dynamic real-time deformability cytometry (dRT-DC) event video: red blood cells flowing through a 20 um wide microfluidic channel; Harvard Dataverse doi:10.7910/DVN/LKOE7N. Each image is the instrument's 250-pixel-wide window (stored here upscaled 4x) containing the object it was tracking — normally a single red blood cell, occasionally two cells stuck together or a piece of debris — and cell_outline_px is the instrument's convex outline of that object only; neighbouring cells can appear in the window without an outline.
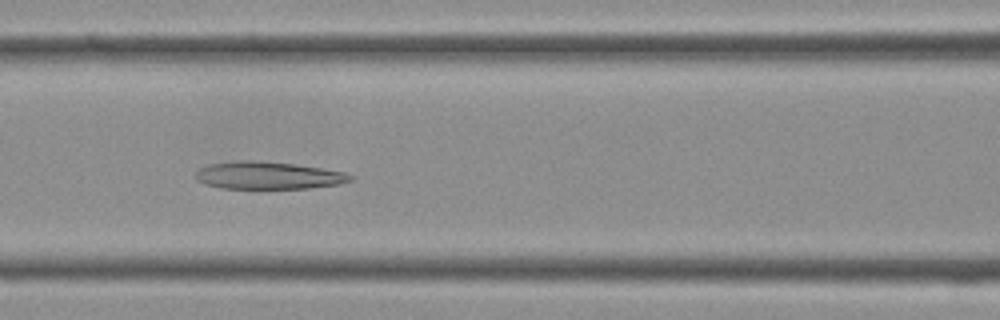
{"species": "Egyptian fruit bat (a non-hibernating species)", "species_latin": "Rousettus aegyptiacus", "temperature_condition": "cold", "stored_images_in_passage": 38, "camera_frame_rate_fps": 3000, "um_per_image_px": 0.085, "frame": {"image": 1, "passage_image": 16, "time_ms": 5.0, "image_size_px": [1000, 320], "cell_outline_px": [[356, 176], [352, 180], [340, 184], [308, 188], [220, 188], [204, 184], [196, 180], [196, 172], [200, 168], [208, 164], [240, 160], [252, 160], [296, 164], [344, 172]], "centroid_in_image_um": [22.79, 14.91], "position_along_channel_um": 143.8, "area_um2": 24.8}}
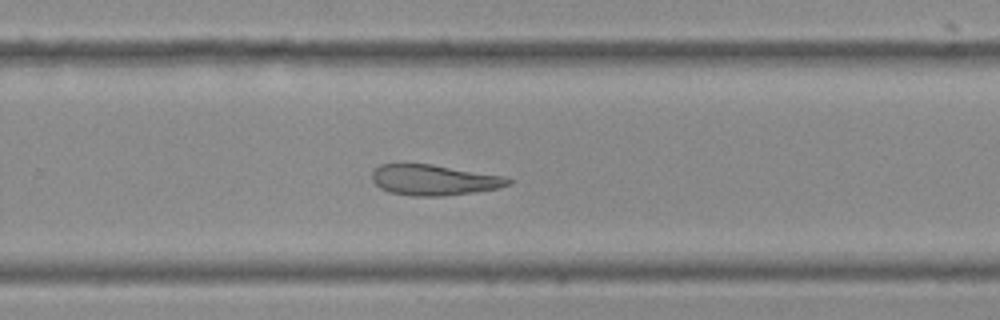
{"frame": {"image": 2, "passage_image": 25, "time_ms": 8.0, "image_size_px": [1000, 320], "cell_outline_px": [[512, 184], [500, 188], [444, 196], [412, 196], [388, 192], [380, 188], [372, 180], [372, 172], [380, 164], [432, 164], [508, 176], [512, 180]], "centroid_in_image_um": [36.94, 15.3], "position_along_channel_um": 292.9, "area_um2": 24.57}}
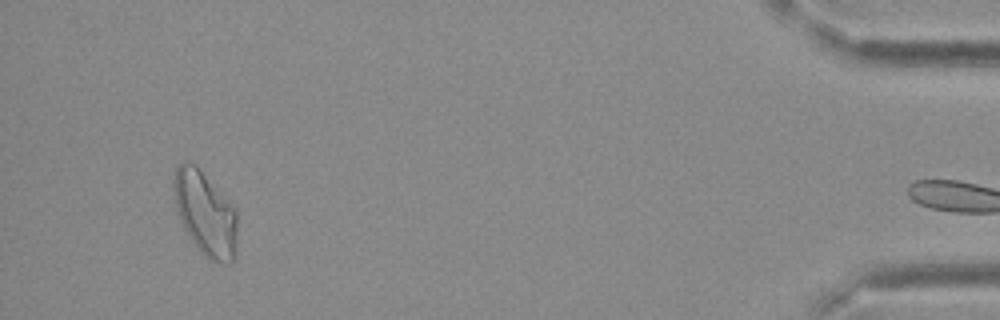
{"frame": {"image": 3, "passage_image": 37, "time_ms": 12.0, "image_size_px": [1000, 320], "cell_outline_px": [[236, 252], [232, 264], [228, 264], [208, 260], [200, 252], [184, 228], [180, 220], [176, 208], [172, 188], [172, 180], [176, 168], [184, 160], [196, 164], [236, 212]], "centroid_in_image_um": [17.41, 18.17], "position_along_channel_um": 417.8, "area_um2": 30.98}}